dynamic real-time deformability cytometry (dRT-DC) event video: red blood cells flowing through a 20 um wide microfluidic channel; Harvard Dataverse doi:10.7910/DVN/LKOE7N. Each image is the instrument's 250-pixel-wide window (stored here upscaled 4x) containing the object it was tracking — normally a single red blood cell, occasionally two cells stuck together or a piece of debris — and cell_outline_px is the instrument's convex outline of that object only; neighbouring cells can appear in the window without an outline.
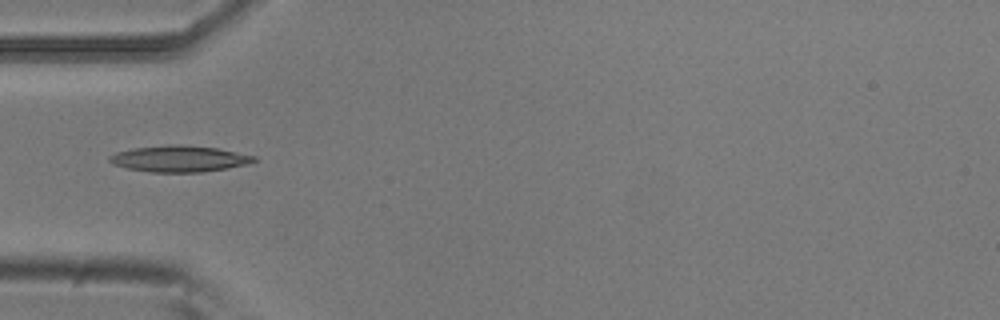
{"species": "common noctule bat (a hibernating species)", "species_latin": "Nyctalus noctula", "temperature_condition": "room temperature", "stored_images_in_passage": 8, "camera_frame_rate_fps": 3000, "um_per_image_px": 0.085, "animal": {"sex": "male", "body_mass_g": 20.5, "forearm_length_mm": 52.5}, "frame": {"image": 1, "passage_image": 5, "time_ms": 1.333, "image_size_px": [1000, 320], "cell_outline_px": [[256, 160], [248, 164], [228, 168], [200, 172], [152, 172], [128, 168], [112, 164], [108, 160], [108, 156], [116, 152], [136, 148], [168, 144], [176, 144], [216, 148], [256, 156]], "centroid_in_image_um": [15.23, 13.49], "position_along_channel_um": 69.8, "area_um2": 21.96}}
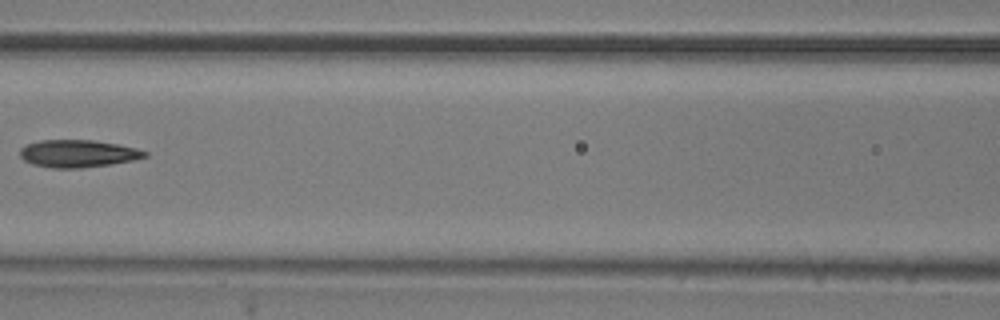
{"frame": {"image": 2, "passage_image": 7, "time_ms": 2.0, "image_size_px": [1000, 320], "cell_outline_px": [[148, 156], [132, 160], [112, 164], [80, 168], [52, 168], [32, 164], [24, 160], [20, 156], [20, 148], [28, 144], [40, 140], [92, 140], [116, 144], [136, 148], [148, 152]], "centroid_in_image_um": [6.61, 13.06], "position_along_channel_um": 160.0, "area_um2": 19.88}}
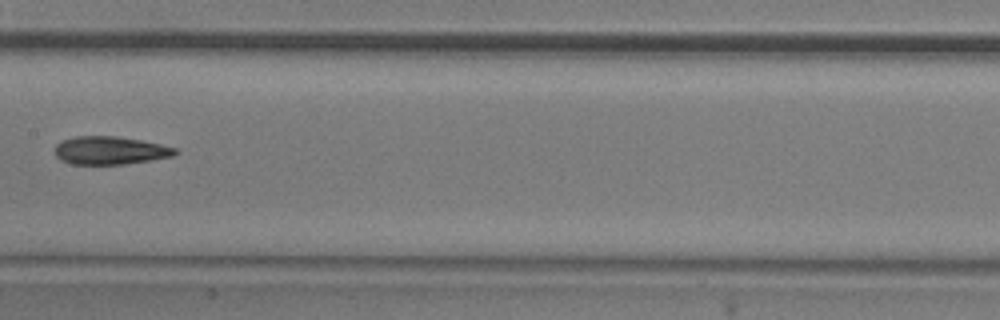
{"frame": {"image": 3, "passage_image": 8, "time_ms": 2.333, "image_size_px": [1000, 320], "cell_outline_px": [[180, 152], [172, 156], [124, 164], [72, 164], [60, 160], [56, 156], [56, 144], [60, 140], [76, 136], [116, 136], [140, 140], [160, 144], [176, 148]], "centroid_in_image_um": [9.33, 12.78], "position_along_channel_um": 198.1, "area_um2": 19.59}}